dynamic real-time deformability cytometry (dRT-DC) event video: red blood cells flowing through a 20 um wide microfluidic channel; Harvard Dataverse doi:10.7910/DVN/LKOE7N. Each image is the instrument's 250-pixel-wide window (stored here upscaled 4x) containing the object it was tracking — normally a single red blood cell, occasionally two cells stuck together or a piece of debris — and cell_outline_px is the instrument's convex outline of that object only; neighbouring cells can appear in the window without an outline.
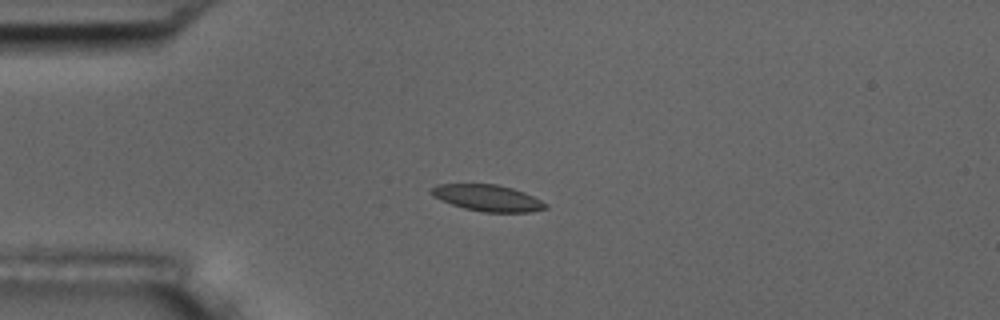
{"species": "common noctule bat (a hibernating species)", "species_latin": "Nyctalus noctula", "temperature_condition": "room temperature", "stored_images_in_passage": 1, "camera_frame_rate_fps": 3000, "um_per_image_px": 0.085, "animal": {"sex": "male", "body_mass_g": 17.5, "forearm_length_mm": 52.3}, "frame": {"image": 1, "passage_image": 1, "time_ms": 0.0, "image_size_px": [1000, 320], "cell_outline_px": [[548, 208], [532, 212], [484, 212], [464, 208], [440, 200], [432, 196], [432, 188], [436, 184], [496, 184], [512, 188], [524, 192], [548, 204]], "centroid_in_image_um": [41.46, 16.83], "position_along_channel_um": 43.5, "area_um2": 17.51}}